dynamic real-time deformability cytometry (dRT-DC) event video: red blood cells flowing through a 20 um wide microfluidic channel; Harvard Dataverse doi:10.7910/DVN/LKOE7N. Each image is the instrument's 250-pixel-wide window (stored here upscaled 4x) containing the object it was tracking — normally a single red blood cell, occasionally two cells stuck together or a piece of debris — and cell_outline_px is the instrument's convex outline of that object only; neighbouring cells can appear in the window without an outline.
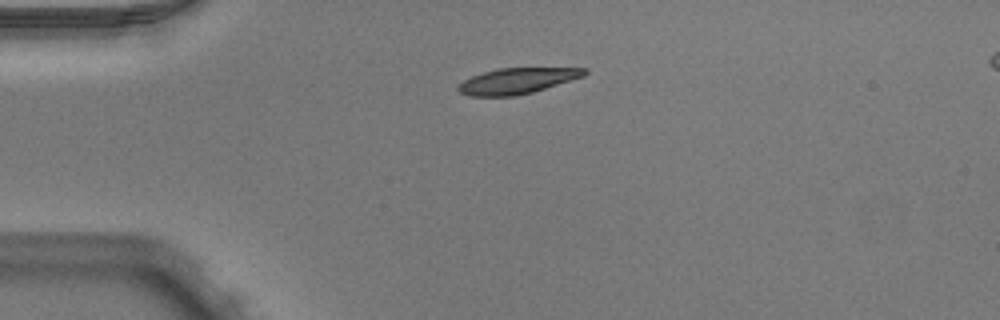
{"species": "Egyptian fruit bat (a non-hibernating species)", "species_latin": "Rousettus aegyptiacus", "temperature_condition": "warm", "stored_images_in_passage": 40, "camera_frame_rate_fps": 3000, "um_per_image_px": 0.085, "animal": {"sex": "male"}, "frame": {"image": 1, "passage_image": 1, "time_ms": 0.0, "image_size_px": [1000, 320], "cell_outline_px": [[588, 72], [584, 76], [532, 92], [516, 96], [472, 96], [460, 92], [456, 88], [464, 80], [472, 76], [484, 72], [500, 68], [588, 68]], "centroid_in_image_um": [43.97, 6.87], "position_along_channel_um": 41.0, "area_um2": 18.73}}
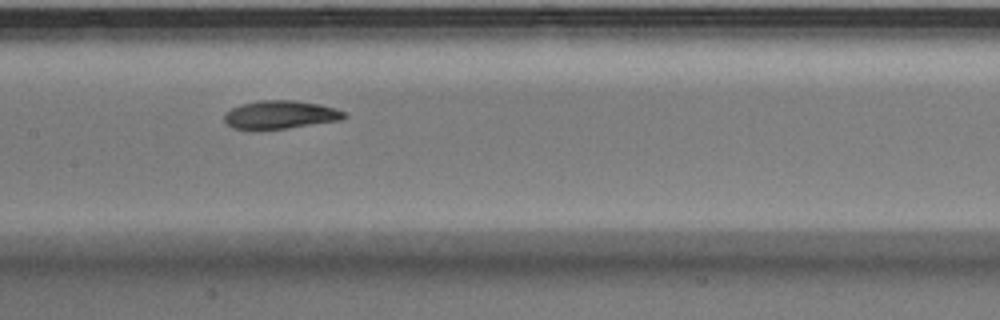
{"frame": {"image": 2, "passage_image": 14, "time_ms": 4.333, "image_size_px": [1000, 320], "cell_outline_px": [[348, 116], [340, 120], [284, 128], [232, 128], [224, 124], [224, 116], [232, 108], [244, 104], [260, 100], [292, 100], [320, 104], [344, 112]], "centroid_in_image_um": [23.82, 9.74], "position_along_channel_um": 183.6, "area_um2": 19.13}}
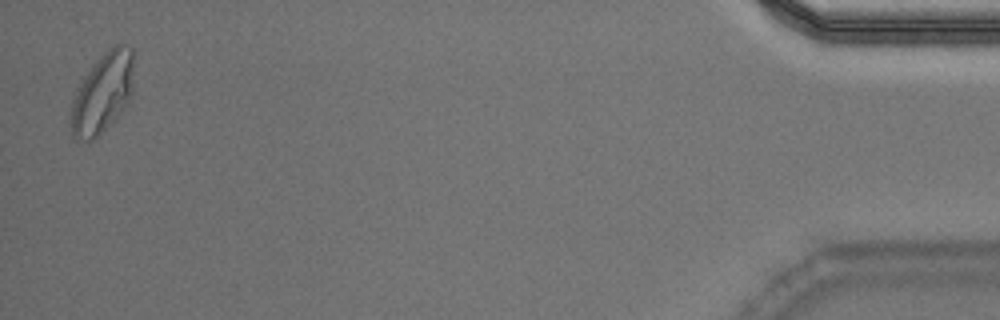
{"frame": {"image": 3, "passage_image": 39, "time_ms": 12.667, "image_size_px": [1000, 320], "cell_outline_px": [[132, 96], [128, 104], [92, 140], [84, 140], [72, 136], [72, 104], [76, 88], [84, 76], [96, 60], [108, 48], [116, 44], [124, 44], [132, 48]], "centroid_in_image_um": [8.73, 7.85], "position_along_channel_um": 426.5, "area_um2": 28.73}, "authors_computed_cell_mechanics": {"area_um2": 20.4034, "velocity_mm_per_s": 3.9471, "shape_relaxation_time_tau1_ms": 3.3065, "shape_relaxation_time_tau2_ms": 1.9484, "deformation_change_tau1": 0.1505, "deformation_change_tau2": 0.0689}}